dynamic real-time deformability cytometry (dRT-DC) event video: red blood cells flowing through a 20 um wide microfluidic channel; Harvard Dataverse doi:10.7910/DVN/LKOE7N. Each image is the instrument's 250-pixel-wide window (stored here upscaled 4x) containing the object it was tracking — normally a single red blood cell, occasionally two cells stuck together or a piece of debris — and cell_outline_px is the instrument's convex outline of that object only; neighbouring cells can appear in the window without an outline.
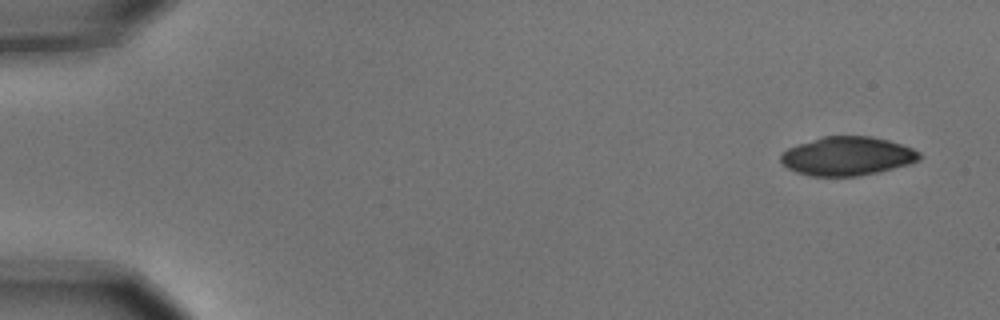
{"species": "common noctule bat (a hibernating species)", "species_latin": "Nyctalus noctula", "temperature_condition": "cold", "stored_images_in_passage": 7, "camera_frame_rate_fps": 3000, "um_per_image_px": 0.085, "animal": {"sex": "male", "body_mass_g": 15.6}, "frame": {"image": 1, "passage_image": 1, "time_ms": 0.0, "image_size_px": [1000, 320], "cell_outline_px": [[920, 160], [908, 164], [880, 172], [856, 176], [812, 176], [796, 172], [788, 168], [780, 160], [780, 152], [788, 148], [824, 136], [872, 136], [888, 140], [912, 148], [920, 152]], "centroid_in_image_um": [72.02, 13.27], "position_along_channel_um": 13.0, "area_um2": 31.21}}